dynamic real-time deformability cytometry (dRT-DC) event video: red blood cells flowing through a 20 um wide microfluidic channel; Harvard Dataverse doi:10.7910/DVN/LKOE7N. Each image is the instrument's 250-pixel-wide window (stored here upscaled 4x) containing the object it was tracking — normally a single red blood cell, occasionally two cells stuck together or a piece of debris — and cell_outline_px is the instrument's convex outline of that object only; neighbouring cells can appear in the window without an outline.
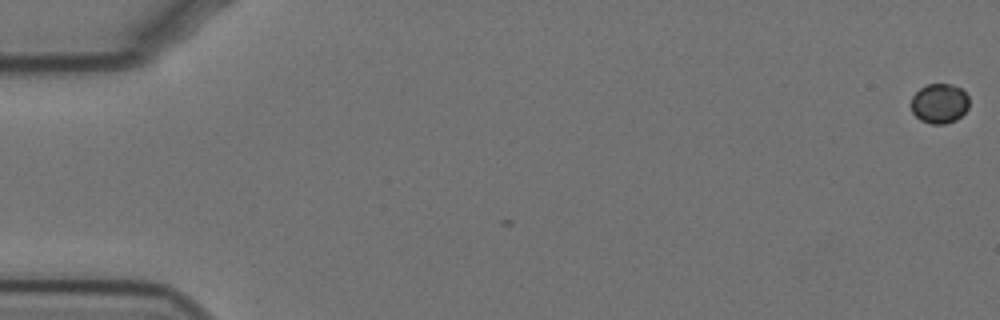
{"species": "Egyptian fruit bat (a non-hibernating species)", "species_latin": "Rousettus aegyptiacus", "temperature_condition": "cold", "stored_images_in_passage": 6, "camera_frame_rate_fps": 3000, "um_per_image_px": 0.085, "animal": {"sex": "female"}, "frame": {"image": 1, "passage_image": 1, "time_ms": 0.0, "image_size_px": [1000, 320], "cell_outline_px": [[968, 108], [956, 120], [944, 124], [932, 124], [920, 120], [912, 112], [912, 96], [920, 88], [928, 84], [952, 84], [960, 88], [968, 96]], "centroid_in_image_um": [79.85, 8.79], "position_along_channel_um": 5.2, "area_um2": 13.35}}